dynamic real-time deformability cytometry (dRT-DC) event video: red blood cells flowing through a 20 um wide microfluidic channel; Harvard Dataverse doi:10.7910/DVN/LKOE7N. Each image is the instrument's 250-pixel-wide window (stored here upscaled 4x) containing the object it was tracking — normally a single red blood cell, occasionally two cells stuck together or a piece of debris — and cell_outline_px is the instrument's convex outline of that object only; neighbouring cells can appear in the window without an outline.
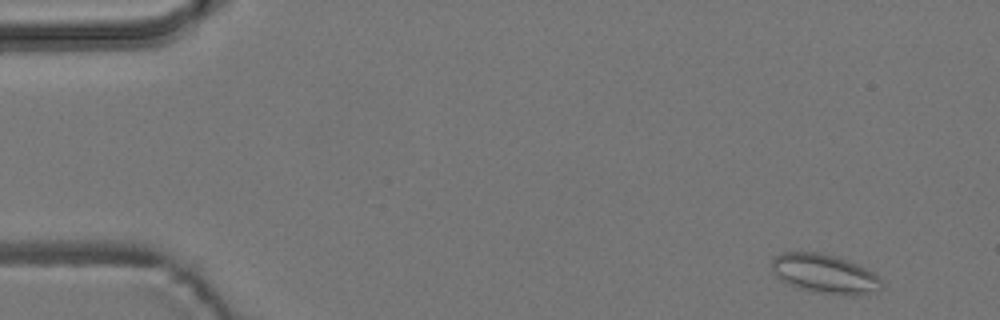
{"species": "common noctule bat (a hibernating species)", "species_latin": "Nyctalus noctula", "temperature_condition": "room temperature", "stored_images_in_passage": 5, "camera_frame_rate_fps": 3000, "um_per_image_px": 0.085, "animal": {"sex": "male", "body_mass_g": 19.2, "forearm_length_mm": 51.8}, "frame": {"image": 1, "passage_image": 1, "time_ms": 0.0, "image_size_px": [1000, 320], "cell_outline_px": [[884, 288], [876, 292], [860, 296], [848, 296], [808, 292], [796, 288], [780, 280], [772, 272], [772, 260], [776, 256], [784, 252], [820, 252], [836, 256], [848, 260], [872, 272], [884, 284]], "centroid_in_image_um": [70.11, 23.31], "position_along_channel_um": 14.9, "area_um2": 25.66}}
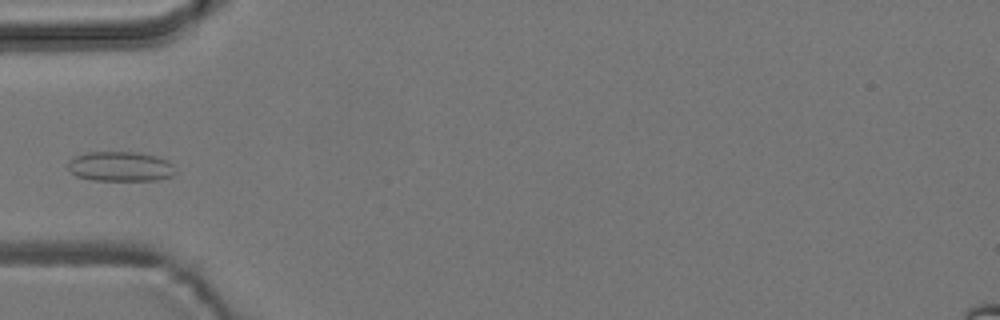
{"frame": {"image": 2, "passage_image": 5, "time_ms": 4.667, "image_size_px": [1000, 320], "cell_outline_px": [[176, 172], [172, 176], [156, 180], [92, 180], [76, 176], [68, 168], [68, 160], [76, 156], [88, 152], [140, 152], [156, 156], [168, 160], [172, 164]], "centroid_in_image_um": [10.24, 14.14], "position_along_channel_um": 74.8, "area_um2": 18.73}}